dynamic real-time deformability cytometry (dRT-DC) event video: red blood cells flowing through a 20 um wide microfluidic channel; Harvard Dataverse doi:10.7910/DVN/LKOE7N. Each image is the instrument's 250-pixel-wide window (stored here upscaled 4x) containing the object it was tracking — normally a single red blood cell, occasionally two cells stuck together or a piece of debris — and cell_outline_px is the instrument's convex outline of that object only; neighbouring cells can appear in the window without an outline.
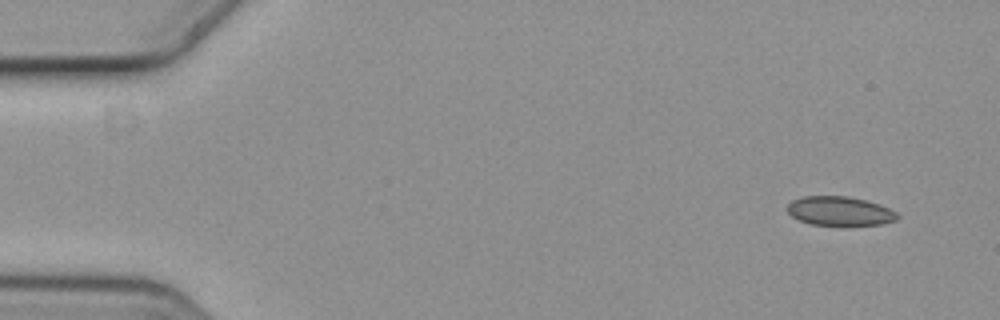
{"species": "common noctule bat (a hibernating species)", "species_latin": "Nyctalus noctula", "temperature_condition": "cold", "stored_images_in_passage": 6, "camera_frame_rate_fps": 3000, "um_per_image_px": 0.085, "animal": {"sex": "female", "body_mass_g": 19.3, "forearm_length_mm": 54.1}, "frame": {"image": 1, "passage_image": 1, "time_ms": 0.0, "image_size_px": [1000, 320], "cell_outline_px": [[900, 216], [896, 220], [880, 224], [844, 228], [812, 224], [800, 220], [792, 216], [788, 212], [788, 204], [792, 200], [804, 196], [844, 196], [864, 200], [880, 204], [896, 212]], "centroid_in_image_um": [71.4, 17.98], "position_along_channel_um": 13.6, "area_um2": 19.19}}
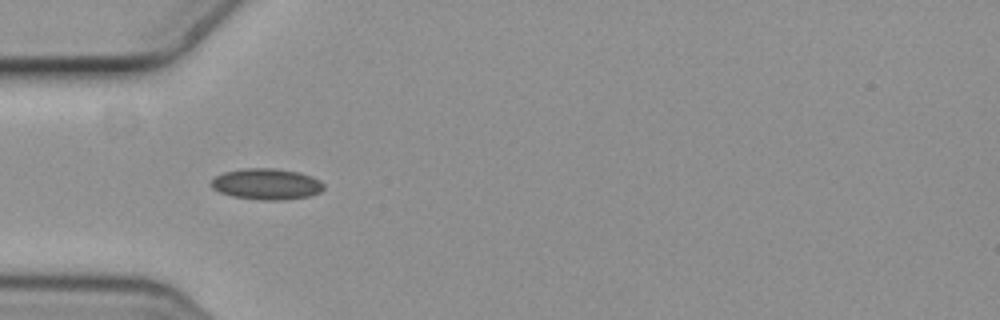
{"frame": {"image": 2, "passage_image": 4, "time_ms": 1.0, "image_size_px": [1000, 320], "cell_outline_px": [[324, 188], [320, 192], [308, 196], [284, 200], [260, 200], [232, 196], [220, 192], [212, 188], [208, 184], [216, 176], [224, 172], [244, 168], [276, 168], [300, 172], [312, 176], [320, 180], [324, 184]], "centroid_in_image_um": [22.66, 15.64], "position_along_channel_um": 62.3, "area_um2": 20.58}}
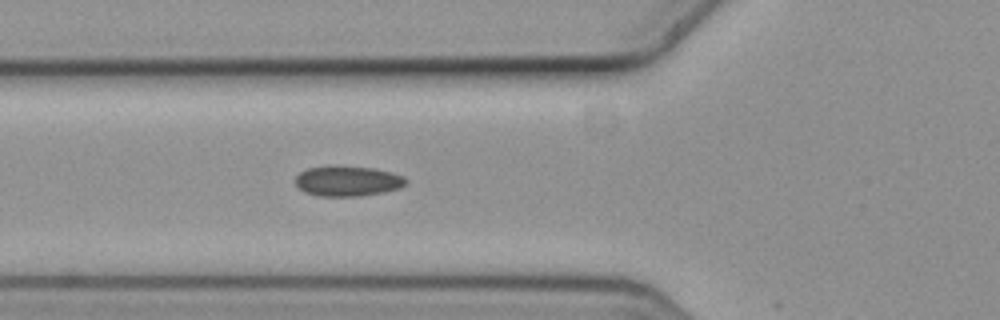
{"frame": {"image": 3, "passage_image": 5, "time_ms": 1.333, "image_size_px": [1000, 320], "cell_outline_px": [[408, 180], [400, 188], [384, 192], [360, 196], [320, 196], [304, 192], [296, 184], [296, 176], [300, 172], [308, 168], [328, 164], [332, 164], [376, 168], [392, 172], [404, 176]], "centroid_in_image_um": [29.55, 15.36], "position_along_channel_um": 96.2, "area_um2": 19.94}}